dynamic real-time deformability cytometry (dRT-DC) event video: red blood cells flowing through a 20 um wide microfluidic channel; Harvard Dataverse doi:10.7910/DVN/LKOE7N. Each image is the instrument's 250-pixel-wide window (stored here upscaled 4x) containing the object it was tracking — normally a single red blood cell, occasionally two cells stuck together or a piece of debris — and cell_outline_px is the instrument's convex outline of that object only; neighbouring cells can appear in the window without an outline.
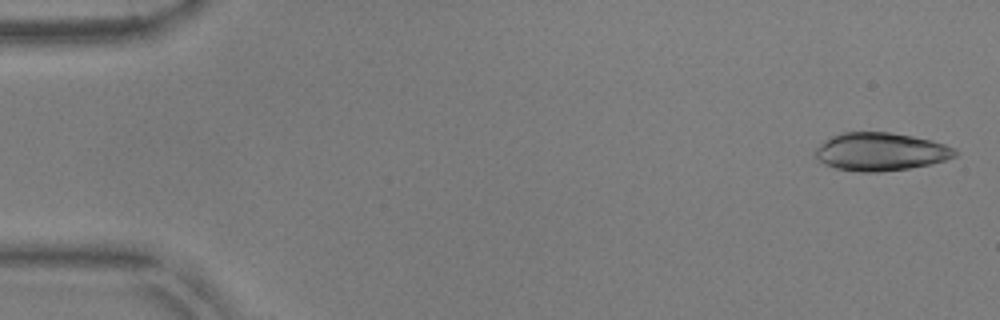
{"species": "common noctule bat (a hibernating species)", "species_latin": "Nyctalus noctula", "temperature_condition": "warm", "stored_images_in_passage": 11, "camera_frame_rate_fps": 3000, "um_per_image_px": 0.085, "animal": {"sex": "male", "body_mass_g": 17.9, "forearm_length_mm": 54.2}, "frame": {"image": 1, "passage_image": 2, "time_ms": 0.333, "image_size_px": [1000, 320], "cell_outline_px": [[956, 156], [932, 164], [908, 168], [880, 172], [860, 172], [836, 168], [824, 164], [816, 156], [816, 148], [824, 140], [832, 136], [844, 132], [888, 132], [912, 136], [932, 140], [956, 148]], "centroid_in_image_um": [74.86, 12.89], "position_along_channel_um": 10.1, "area_um2": 30.87}}